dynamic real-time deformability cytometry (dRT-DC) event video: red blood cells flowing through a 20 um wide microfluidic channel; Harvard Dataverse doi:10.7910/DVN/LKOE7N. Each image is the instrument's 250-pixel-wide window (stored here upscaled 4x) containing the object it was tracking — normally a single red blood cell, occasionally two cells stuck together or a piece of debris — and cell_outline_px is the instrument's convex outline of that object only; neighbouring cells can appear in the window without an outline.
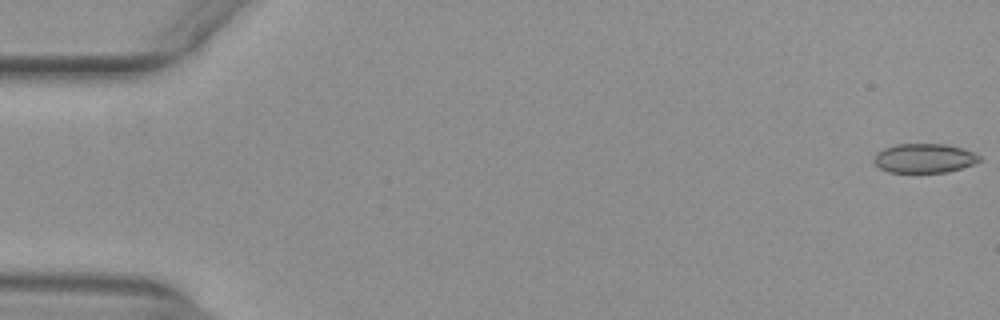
{"species": "common noctule bat (a hibernating species)", "species_latin": "Nyctalus noctula", "temperature_condition": "warm", "stored_images_in_passage": 48, "camera_frame_rate_fps": 3000, "um_per_image_px": 0.085, "animal": {"sex": "female", "body_mass_g": 29.2, "forearm_length_mm": 56.3}, "frame": {"image": 1, "passage_image": 1, "time_ms": 0.0, "image_size_px": [1000, 320], "cell_outline_px": [[980, 160], [972, 164], [948, 172], [888, 172], [880, 168], [872, 160], [876, 152], [884, 148], [896, 144], [948, 144], [964, 148], [980, 156]], "centroid_in_image_um": [78.53, 13.44], "position_along_channel_um": 6.5, "area_um2": 17.98}}
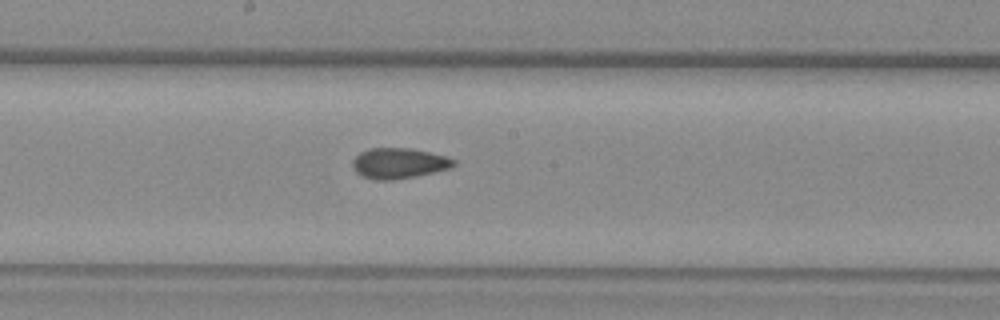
{"frame": {"image": 2, "passage_image": 29, "time_ms": 9.333, "image_size_px": [1000, 320], "cell_outline_px": [[456, 164], [452, 168], [416, 176], [392, 180], [376, 180], [364, 176], [356, 172], [352, 164], [352, 160], [360, 152], [368, 148], [412, 148], [448, 156], [456, 160]], "centroid_in_image_um": [33.94, 13.86], "position_along_channel_um": 214.3, "area_um2": 18.15}}
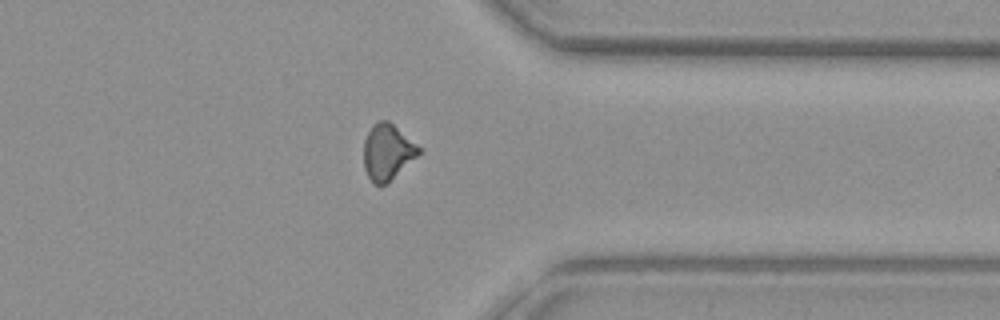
{"frame": {"image": 3, "passage_image": 42, "time_ms": 13.667, "image_size_px": [1000, 320], "cell_outline_px": [[420, 152], [416, 156], [384, 184], [376, 184], [368, 176], [364, 168], [364, 140], [372, 124], [380, 120], [388, 120], [416, 144], [420, 148]], "centroid_in_image_um": [32.89, 12.87], "position_along_channel_um": 378.5, "area_um2": 17.22}}